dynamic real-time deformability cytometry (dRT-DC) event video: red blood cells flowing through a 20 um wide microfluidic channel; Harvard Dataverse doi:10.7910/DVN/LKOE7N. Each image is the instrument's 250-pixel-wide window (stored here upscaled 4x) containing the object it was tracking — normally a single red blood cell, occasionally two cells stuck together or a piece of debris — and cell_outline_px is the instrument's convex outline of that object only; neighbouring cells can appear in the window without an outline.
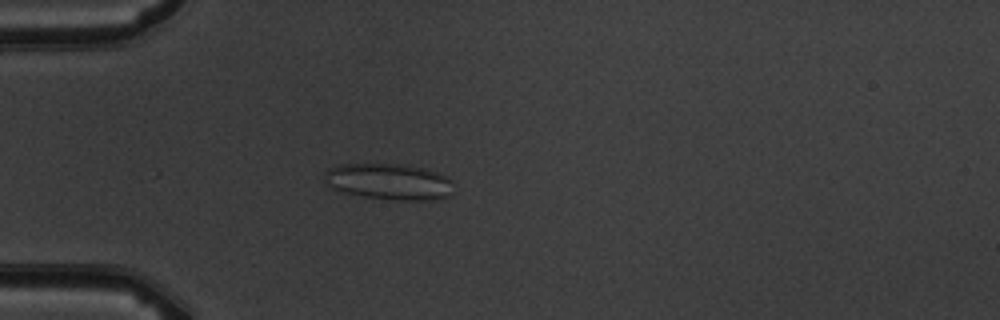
{"species": "common noctule bat (a hibernating species)", "species_latin": "Nyctalus noctula", "temperature_condition": "warm", "stored_images_in_passage": 4, "camera_frame_rate_fps": 3000, "um_per_image_px": 0.085, "animal": {"sex": "male", "body_mass_g": 19.5, "forearm_length_mm": 54.6}, "frame": {"image": 1, "passage_image": 4, "time_ms": 4.333, "image_size_px": [1000, 320], "cell_outline_px": [[452, 196], [436, 200], [396, 200], [364, 196], [344, 192], [332, 188], [324, 180], [324, 172], [328, 168], [340, 164], [404, 164], [424, 168], [448, 176], [452, 180]], "centroid_in_image_um": [33.1, 15.44], "position_along_channel_um": 51.9, "area_um2": 27.51}}